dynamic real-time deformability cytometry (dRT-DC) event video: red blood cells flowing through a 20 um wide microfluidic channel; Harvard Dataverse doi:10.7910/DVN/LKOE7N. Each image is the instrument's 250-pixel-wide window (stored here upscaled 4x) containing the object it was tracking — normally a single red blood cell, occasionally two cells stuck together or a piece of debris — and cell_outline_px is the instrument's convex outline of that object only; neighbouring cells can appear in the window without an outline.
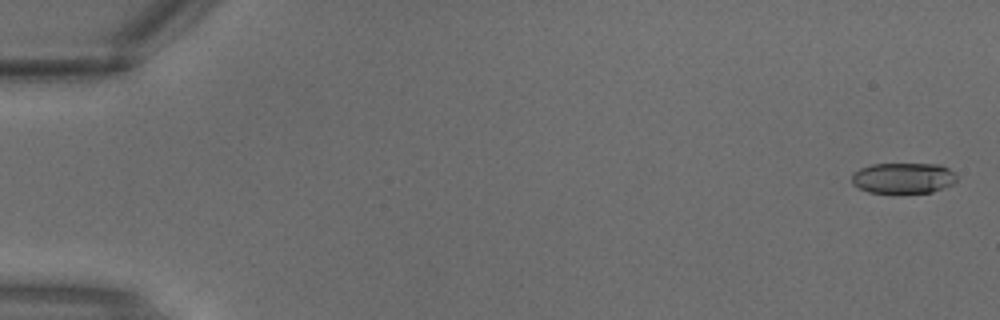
{"species": "common noctule bat (a hibernating species)", "species_latin": "Nyctalus noctula", "temperature_condition": "warm", "stored_images_in_passage": 4, "segment_of_instrument_passage": [1, 2], "camera_frame_rate_fps": 3000, "um_per_image_px": 0.085, "animal": {"sex": "male", "body_mass_g": 18.8}, "frame": {"image": 1, "passage_image": 1, "time_ms": 0.0, "image_size_px": [1000, 320], "cell_outline_px": [[956, 180], [952, 184], [932, 192], [868, 192], [852, 184], [852, 172], [860, 168], [872, 164], [940, 164], [948, 168], [956, 176]], "centroid_in_image_um": [76.75, 15.12], "position_along_channel_um": 8.3, "area_um2": 18.61}}
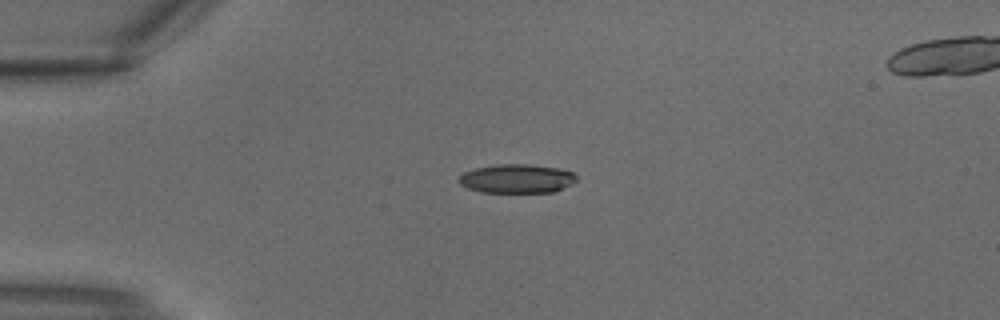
{"frame": {"image": 2, "passage_image": 3, "time_ms": 0.667, "image_size_px": [1000, 320], "cell_outline_px": [[576, 180], [572, 184], [552, 192], [480, 192], [468, 188], [460, 184], [456, 180], [464, 172], [476, 168], [496, 164], [528, 164], [560, 168], [572, 172], [576, 176]], "centroid_in_image_um": [43.91, 15.18], "position_along_channel_um": 41.1, "area_um2": 19.83}}